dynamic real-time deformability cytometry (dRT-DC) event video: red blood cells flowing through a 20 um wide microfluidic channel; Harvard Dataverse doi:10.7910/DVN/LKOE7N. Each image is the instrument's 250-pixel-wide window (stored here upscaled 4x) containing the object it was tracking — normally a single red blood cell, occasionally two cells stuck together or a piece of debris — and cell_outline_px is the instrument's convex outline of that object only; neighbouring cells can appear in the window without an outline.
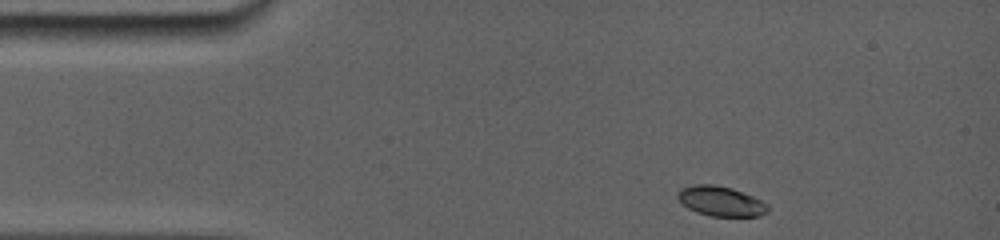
{"species": "common noctule bat (a hibernating species)", "species_latin": "Nyctalus noctula", "temperature_condition": "room temperature", "stored_images_in_passage": 31, "camera_frame_rate_fps": 5000, "um_per_image_px": 0.085, "animal": {"sex": "female", "body_mass_g": 19.0, "forearm_length_mm": 56.7}, "frame": {"image": 1, "passage_image": 1, "time_ms": 0.0, "image_size_px": [1000, 240], "cell_outline_px": [[768, 212], [760, 216], [708, 216], [696, 212], [680, 204], [676, 196], [676, 192], [680, 188], [692, 184], [712, 184], [732, 188], [752, 196], [768, 204]], "centroid_in_image_um": [61.2, 17.1], "position_along_channel_um": 23.8, "area_um2": 15.95}}
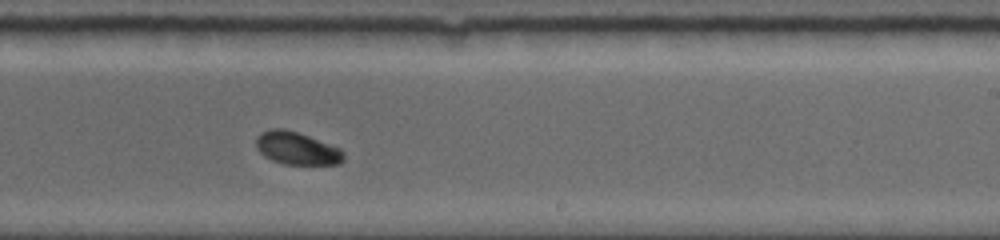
{"frame": {"image": 2, "passage_image": 18, "time_ms": 7.8, "image_size_px": [1000, 240], "cell_outline_px": [[344, 160], [340, 164], [284, 164], [272, 160], [264, 156], [256, 148], [256, 136], [260, 132], [272, 128], [284, 128], [308, 136], [340, 148], [344, 152]], "centroid_in_image_um": [25.21, 12.6], "position_along_channel_um": 263.8, "area_um2": 16.7}}
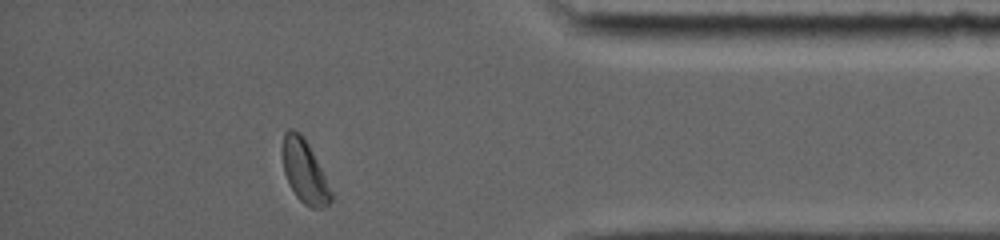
{"frame": {"image": 3, "passage_image": 30, "time_ms": 12.0, "image_size_px": [1000, 240], "cell_outline_px": [[332, 200], [324, 208], [312, 208], [304, 204], [296, 196], [284, 172], [284, 132], [288, 128], [292, 128], [300, 132], [308, 144], [332, 192]], "centroid_in_image_um": [25.9, 14.59], "position_along_channel_um": 409.3, "area_um2": 17.17}, "authors_computed_cell_mechanics": {"area_um2": 16.6464, "velocity_mm_per_s": 3.8467, "shape_relaxation_time_tau1_ms": 1.8044, "shape_relaxation_time_tau2_ms": null, "deformation_change_tau1": 0.0617, "deformation_change_tau2": null}}